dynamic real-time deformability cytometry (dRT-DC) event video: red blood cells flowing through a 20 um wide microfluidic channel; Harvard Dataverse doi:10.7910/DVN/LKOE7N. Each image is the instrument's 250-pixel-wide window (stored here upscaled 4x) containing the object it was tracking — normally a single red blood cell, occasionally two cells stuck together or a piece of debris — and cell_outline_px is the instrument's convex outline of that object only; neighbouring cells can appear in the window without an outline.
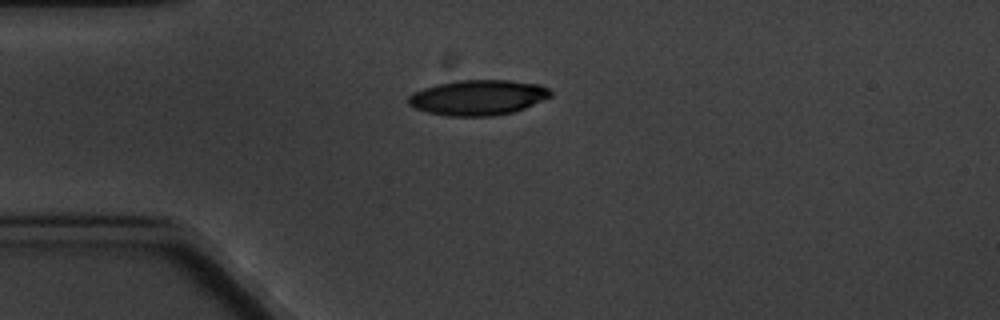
{"species": "common noctule bat (a hibernating species)", "species_latin": "Nyctalus noctula", "temperature_condition": "cold", "stored_images_in_passage": 4, "camera_frame_rate_fps": 3000, "um_per_image_px": 0.085, "animal": {"sex": "male", "body_mass_g": 20.1, "forearm_length_mm": 53.5}, "frame": {"image": 1, "passage_image": 1, "time_ms": 0.0, "image_size_px": [1000, 320], "cell_outline_px": [[552, 96], [524, 108], [512, 112], [492, 116], [448, 116], [428, 112], [416, 108], [408, 104], [408, 96], [412, 92], [424, 88], [440, 84], [460, 80], [508, 80], [540, 84], [548, 88], [552, 92]], "centroid_in_image_um": [40.64, 8.29], "position_along_channel_um": 44.4, "area_um2": 29.07}}
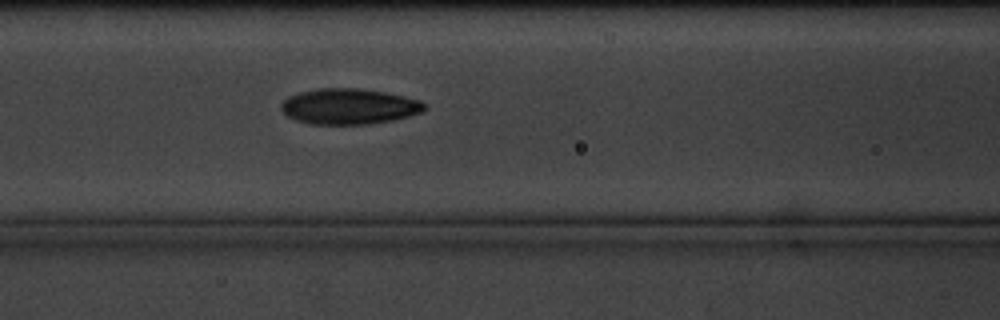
{"frame": {"image": 2, "passage_image": 4, "time_ms": 3.333, "image_size_px": [1000, 320], "cell_outline_px": [[424, 112], [392, 120], [368, 124], [312, 124], [296, 120], [288, 116], [280, 108], [280, 104], [288, 96], [300, 92], [320, 88], [360, 88], [384, 92], [404, 96], [420, 100], [424, 104]], "centroid_in_image_um": [29.66, 9.04], "position_along_channel_um": 136.9, "area_um2": 29.71}}